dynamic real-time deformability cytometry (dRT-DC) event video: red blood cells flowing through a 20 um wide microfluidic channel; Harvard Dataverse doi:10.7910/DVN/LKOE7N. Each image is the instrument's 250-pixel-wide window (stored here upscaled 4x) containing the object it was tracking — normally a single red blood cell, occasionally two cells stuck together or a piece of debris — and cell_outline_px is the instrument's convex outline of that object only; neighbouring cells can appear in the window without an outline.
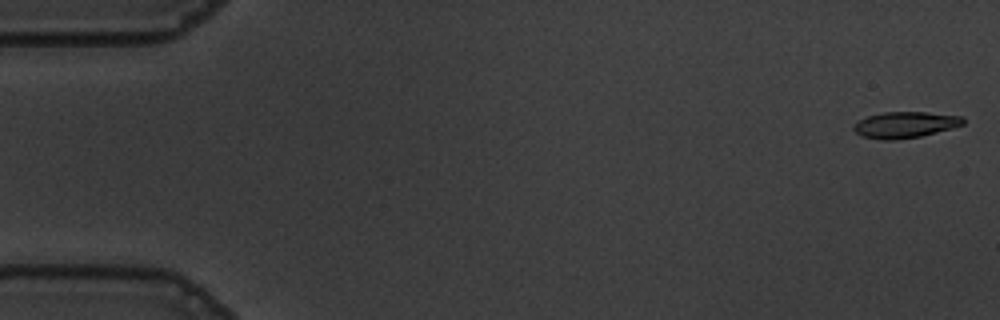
{"species": "common noctule bat (a hibernating species)", "species_latin": "Nyctalus noctula", "temperature_condition": "warm", "stored_images_in_passage": 55, "camera_frame_rate_fps": 3000, "um_per_image_px": 0.085, "animal": {"sex": "male", "body_mass_g": 19.5, "forearm_length_mm": 54.6}, "frame": {"image": 1, "passage_image": 1, "time_ms": 0.0, "image_size_px": [1000, 320], "cell_outline_px": [[964, 124], [952, 128], [920, 136], [896, 140], [880, 140], [864, 136], [856, 132], [852, 128], [860, 120], [868, 116], [884, 112], [924, 112], [964, 116]], "centroid_in_image_um": [76.96, 10.6], "position_along_channel_um": 8.0, "area_um2": 16.53}}
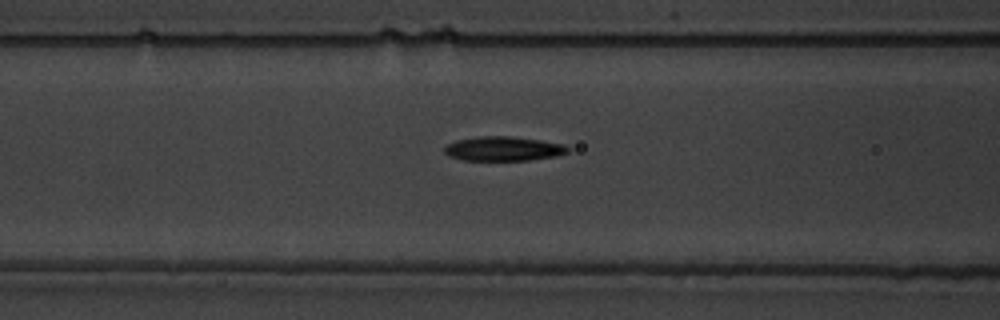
{"frame": {"image": 2, "passage_image": 22, "time_ms": 7.0, "image_size_px": [1000, 320], "cell_outline_px": [[572, 148], [568, 152], [556, 156], [528, 160], [464, 160], [448, 156], [444, 152], [444, 148], [448, 144], [456, 140], [476, 136], [512, 136], [540, 140], [564, 144]], "centroid_in_image_um": [42.8, 12.63], "position_along_channel_um": 123.8, "area_um2": 17.63}}
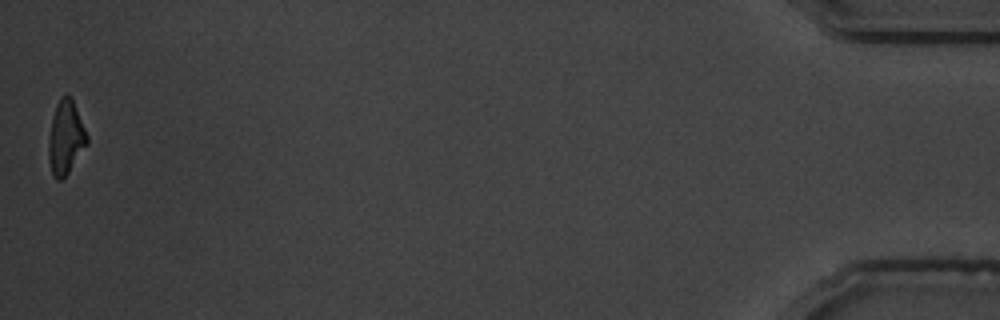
{"frame": {"image": 3, "passage_image": 55, "time_ms": 18.0, "image_size_px": [1000, 320], "cell_outline_px": [[88, 144], [68, 172], [60, 180], [56, 180], [52, 176], [48, 160], [48, 140], [52, 116], [56, 104], [60, 96], [68, 96], [72, 100], [88, 136]], "centroid_in_image_um": [5.56, 11.73], "position_along_channel_um": 429.6, "area_um2": 16.42}, "authors_computed_cell_mechanics": {"area_um2": 17.1666, "velocity_mm_per_s": 3.6541, "shape_relaxation_time_tau1_ms": 3.1467, "shape_relaxation_time_tau2_ms": 4.5151, "deformation_change_tau1": 0.1846, "deformation_change_tau2": 0.1507}}